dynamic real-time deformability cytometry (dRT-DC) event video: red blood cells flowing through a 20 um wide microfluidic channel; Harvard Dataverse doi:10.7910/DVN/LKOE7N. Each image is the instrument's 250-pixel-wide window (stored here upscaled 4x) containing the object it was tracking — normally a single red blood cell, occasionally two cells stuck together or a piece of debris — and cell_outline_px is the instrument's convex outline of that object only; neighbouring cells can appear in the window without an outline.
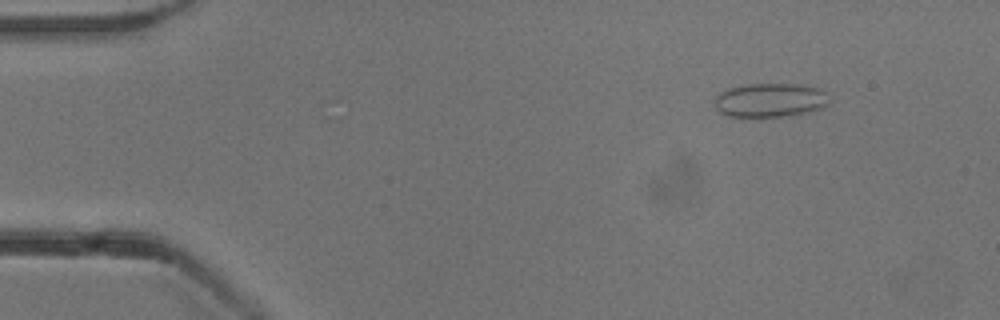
{"species": "common noctule bat (a hibernating species)", "species_latin": "Nyctalus noctula", "temperature_condition": "cold", "stored_images_in_passage": 53, "camera_frame_rate_fps": 3000, "um_per_image_px": 0.085, "animal": {"sex": "male", "body_mass_g": 13.3}, "frame": {"image": 1, "passage_image": 6, "time_ms": 1.667, "image_size_px": [1000, 320], "cell_outline_px": [[832, 104], [820, 108], [788, 116], [728, 116], [720, 112], [716, 108], [716, 96], [720, 92], [728, 88], [748, 84], [792, 84], [816, 88], [824, 92]], "centroid_in_image_um": [65.45, 8.51], "position_along_channel_um": 19.6, "area_um2": 22.31}}
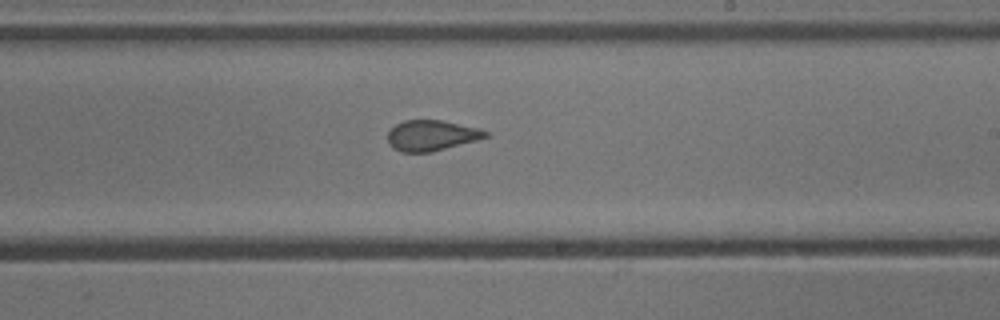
{"frame": {"image": 2, "passage_image": 31, "time_ms": 10.0, "image_size_px": [1000, 320], "cell_outline_px": [[488, 136], [476, 140], [432, 152], [404, 152], [396, 148], [388, 140], [388, 132], [396, 124], [404, 120], [440, 120], [480, 128], [488, 132]], "centroid_in_image_um": [36.7, 11.5], "position_along_channel_um": 252.3, "area_um2": 17.11}}
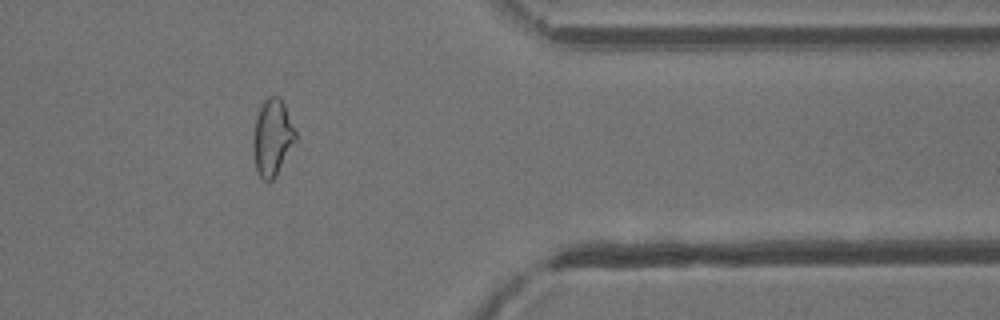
{"frame": {"image": 3, "passage_image": 43, "time_ms": 14.0, "image_size_px": [1000, 320], "cell_outline_px": [[296, 140], [276, 176], [272, 180], [264, 180], [260, 176], [256, 168], [252, 148], [252, 136], [256, 116], [264, 100], [268, 96], [280, 96], [284, 104], [296, 132]], "centroid_in_image_um": [23.13, 11.67], "position_along_channel_um": 388.3, "area_um2": 18.9}, "authors_computed_cell_mechanics": {"area_um2": 18.9006, "velocity_mm_per_s": 3.8543, "shape_relaxation_time_tau1_ms": 9.2228, "shape_relaxation_time_tau2_ms": 0.857, "deformation_change_tau1": 0.1445, "deformation_change_tau2": 0.0496}}